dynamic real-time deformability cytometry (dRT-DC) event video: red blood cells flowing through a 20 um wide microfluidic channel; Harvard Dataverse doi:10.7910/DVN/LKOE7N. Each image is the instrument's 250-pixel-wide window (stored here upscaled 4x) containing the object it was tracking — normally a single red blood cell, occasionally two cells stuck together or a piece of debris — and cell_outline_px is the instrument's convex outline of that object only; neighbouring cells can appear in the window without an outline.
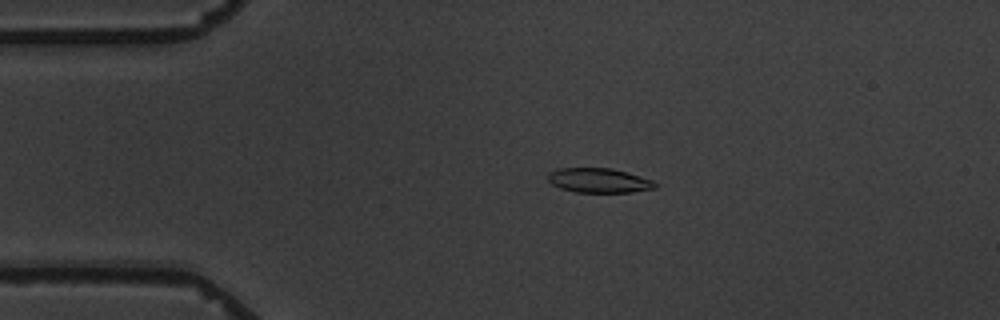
{"species": "common noctule bat (a hibernating species)", "species_latin": "Nyctalus noctula", "temperature_condition": "warm", "stored_images_in_passage": 8, "camera_frame_rate_fps": 3000, "um_per_image_px": 0.085, "animal": {"sex": "male", "body_mass_g": 19.5, "forearm_length_mm": 54.6}, "frame": {"image": 1, "passage_image": 4, "time_ms": 3.333, "image_size_px": [1000, 320], "cell_outline_px": [[656, 188], [632, 192], [576, 192], [560, 188], [552, 184], [548, 180], [548, 172], [556, 168], [612, 168], [652, 180], [656, 184]], "centroid_in_image_um": [50.86, 15.33], "position_along_channel_um": 34.1, "area_um2": 15.26}}
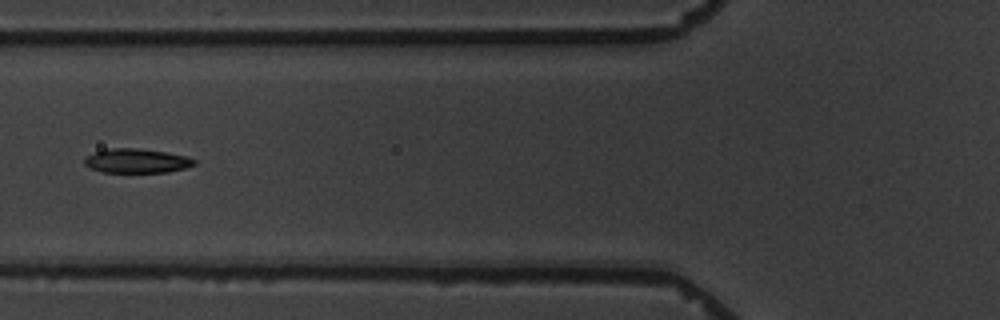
{"frame": {"image": 2, "passage_image": 7, "time_ms": 6.667, "image_size_px": [1000, 320], "cell_outline_px": [[196, 164], [184, 168], [168, 172], [104, 172], [88, 168], [84, 164], [84, 160], [88, 156], [96, 152], [112, 148], [136, 148], [164, 152], [184, 156], [196, 160]], "centroid_in_image_um": [11.6, 13.68], "position_along_channel_um": 114.2, "area_um2": 15.26}}
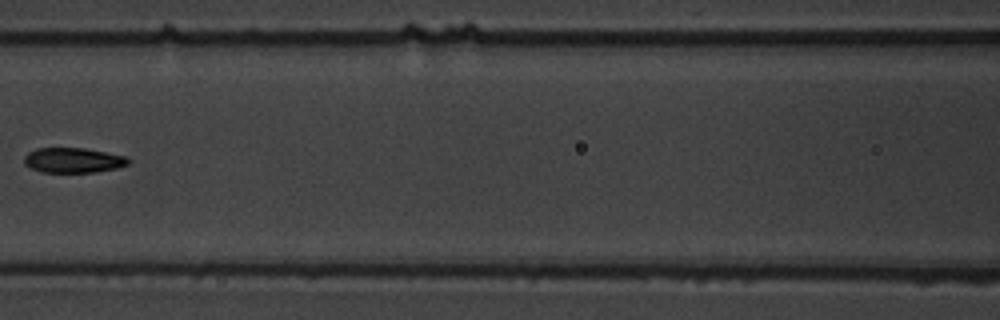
{"frame": {"image": 3, "passage_image": 8, "time_ms": 8.0, "image_size_px": [1000, 320], "cell_outline_px": [[132, 160], [128, 164], [116, 168], [96, 172], [40, 172], [24, 164], [24, 156], [28, 152], [36, 148], [84, 148], [124, 156]], "centroid_in_image_um": [6.2, 13.62], "position_along_channel_um": 160.4, "area_um2": 15.14}}